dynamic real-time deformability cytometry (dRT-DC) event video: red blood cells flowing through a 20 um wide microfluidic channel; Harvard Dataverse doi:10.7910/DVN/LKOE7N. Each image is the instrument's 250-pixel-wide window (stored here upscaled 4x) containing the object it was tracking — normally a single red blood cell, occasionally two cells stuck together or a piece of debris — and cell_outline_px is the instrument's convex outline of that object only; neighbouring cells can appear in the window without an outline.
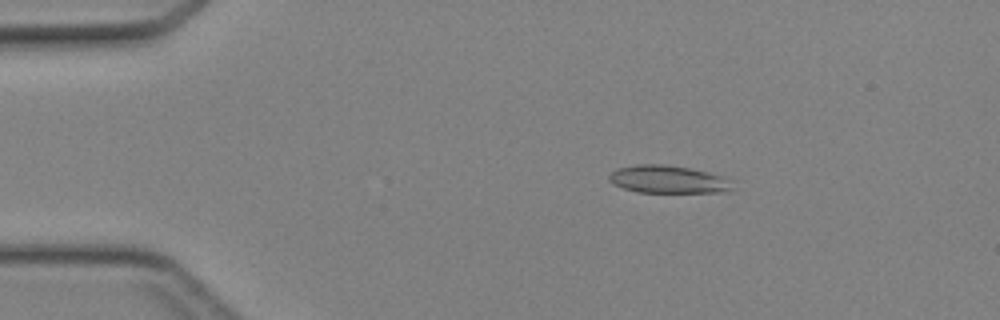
{"species": "Egyptian fruit bat (a non-hibernating species)", "species_latin": "Rousettus aegyptiacus", "temperature_condition": "cold", "stored_images_in_passage": 43, "camera_frame_rate_fps": 3000, "um_per_image_px": 0.085, "animal": {"sex": "female"}, "frame": {"image": 1, "passage_image": 7, "time_ms": 2.0, "image_size_px": [1000, 320], "cell_outline_px": [[736, 180], [732, 188], [728, 192], [636, 192], [612, 184], [608, 180], [608, 176], [616, 168], [636, 164], [664, 164], [692, 168], [708, 172]], "centroid_in_image_um": [56.82, 15.24], "position_along_channel_um": 28.2, "area_um2": 20.35}}
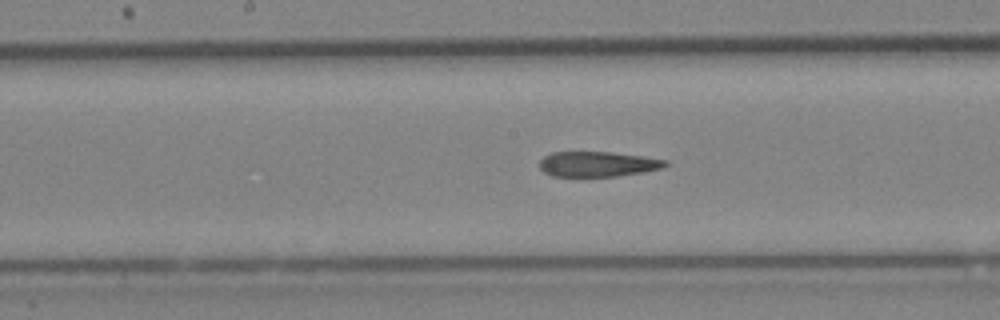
{"frame": {"image": 2, "passage_image": 22, "time_ms": 7.0, "image_size_px": [1000, 320], "cell_outline_px": [[668, 164], [664, 168], [644, 172], [616, 176], [552, 176], [544, 172], [540, 168], [540, 160], [544, 156], [552, 152], [612, 152], [668, 160]], "centroid_in_image_um": [50.82, 13.94], "position_along_channel_um": 197.4, "area_um2": 18.44}}
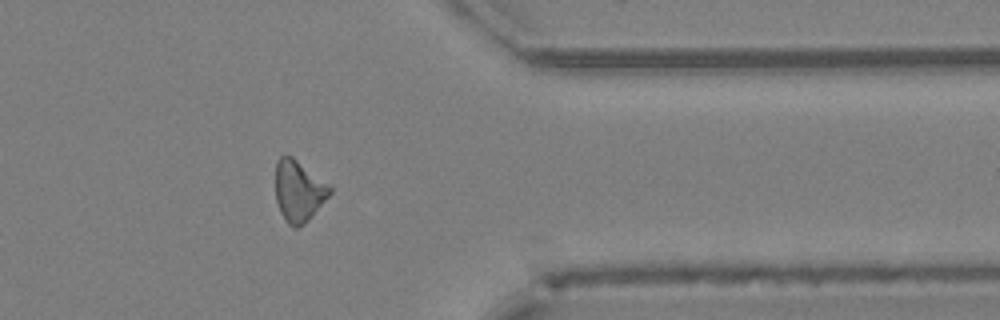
{"frame": {"image": 3, "passage_image": 35, "time_ms": 11.333, "image_size_px": [1000, 320], "cell_outline_px": [[332, 192], [312, 216], [304, 224], [296, 228], [292, 228], [288, 224], [280, 212], [276, 200], [276, 164], [280, 156], [284, 152], [292, 156], [332, 188]], "centroid_in_image_um": [25.36, 16.24], "position_along_channel_um": 386.0, "area_um2": 19.25}}